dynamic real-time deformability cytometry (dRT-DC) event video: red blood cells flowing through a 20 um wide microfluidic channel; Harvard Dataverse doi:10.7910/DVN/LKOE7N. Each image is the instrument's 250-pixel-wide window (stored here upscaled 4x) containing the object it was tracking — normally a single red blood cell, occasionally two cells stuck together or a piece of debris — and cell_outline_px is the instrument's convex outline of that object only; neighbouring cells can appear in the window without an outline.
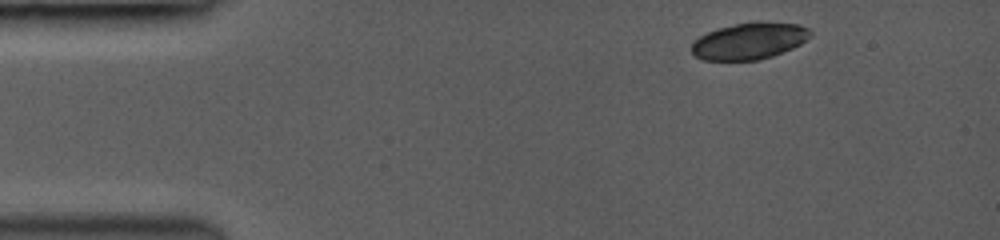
{"species": "common noctule bat (a hibernating species)", "species_latin": "Nyctalus noctula", "temperature_condition": "room temperature", "stored_images_in_passage": 4, "camera_frame_rate_fps": 3000, "um_per_image_px": 0.085, "animal": {"sex": "female", "body_mass_g": 19.0, "forearm_length_mm": 53.3}, "frame": {"image": 1, "passage_image": 1, "time_ms": 0.0, "image_size_px": [1000, 240], "cell_outline_px": [[812, 36], [800, 44], [792, 48], [772, 56], [756, 60], [704, 60], [692, 56], [692, 40], [716, 28], [752, 20], [756, 20], [800, 24], [808, 28], [812, 32]], "centroid_in_image_um": [63.69, 3.46], "position_along_channel_um": 21.3, "area_um2": 25.84}}
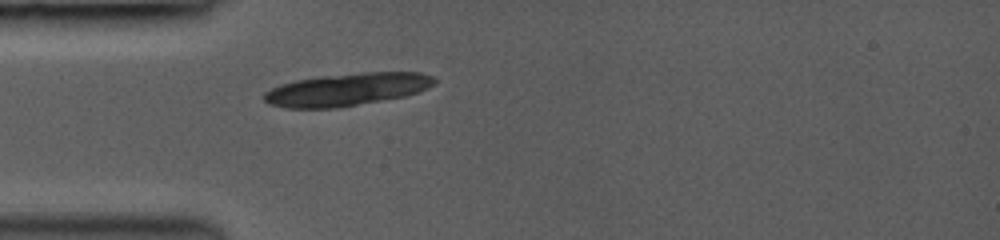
{"frame": {"image": 2, "passage_image": 4, "time_ms": 2.667, "image_size_px": [1000, 240], "cell_outline_px": [[436, 84], [420, 92], [404, 96], [336, 108], [284, 108], [268, 104], [264, 100], [264, 92], [280, 84], [296, 80], [320, 76], [364, 72], [420, 72], [436, 76]], "centroid_in_image_um": [29.52, 7.6], "position_along_channel_um": 55.5, "area_um2": 32.54}}